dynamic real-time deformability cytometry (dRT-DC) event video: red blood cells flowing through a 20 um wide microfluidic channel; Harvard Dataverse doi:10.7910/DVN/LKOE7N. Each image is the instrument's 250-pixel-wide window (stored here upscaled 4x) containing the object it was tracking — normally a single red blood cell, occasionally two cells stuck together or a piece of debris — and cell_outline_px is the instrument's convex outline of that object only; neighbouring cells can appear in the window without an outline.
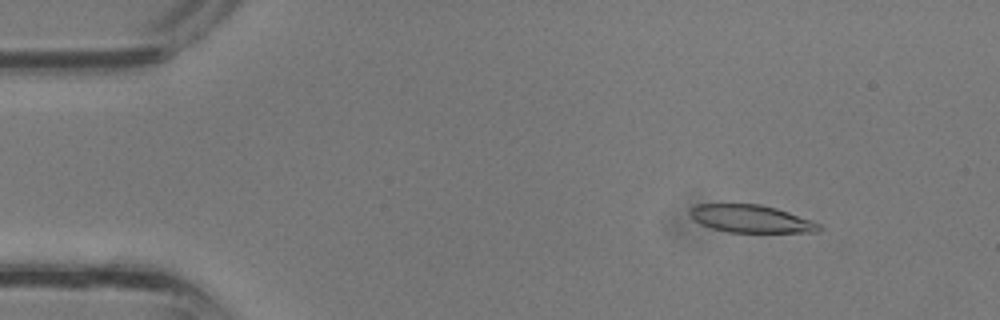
{"species": "common noctule bat (a hibernating species)", "species_latin": "Nyctalus noctula", "temperature_condition": "room temperature", "stored_images_in_passage": 35, "camera_frame_rate_fps": 3000, "um_per_image_px": 0.085, "animal": {"sex": "male", "body_mass_g": 13.3}, "frame": {"image": 1, "passage_image": 5, "time_ms": 1.333, "image_size_px": [1000, 320], "cell_outline_px": [[824, 228], [820, 232], [728, 232], [712, 228], [700, 224], [688, 212], [696, 204], [760, 204], [776, 208], [788, 212], [820, 224]], "centroid_in_image_um": [63.85, 18.6], "position_along_channel_um": 21.1, "area_um2": 20.63}}
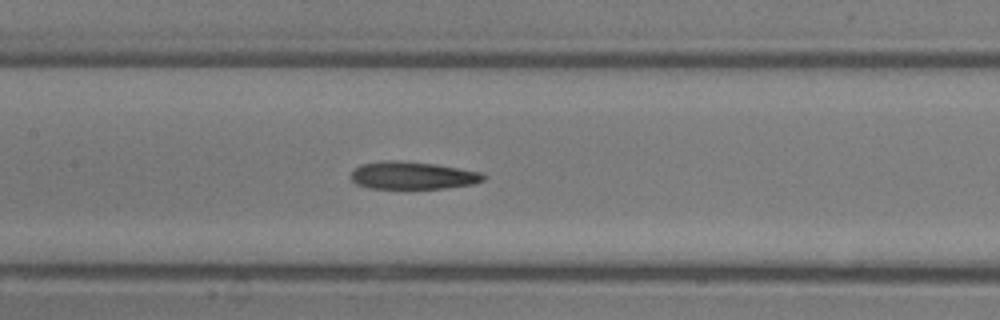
{"frame": {"image": 2, "passage_image": 17, "time_ms": 5.333, "image_size_px": [1000, 320], "cell_outline_px": [[484, 180], [472, 184], [444, 188], [368, 188], [356, 184], [352, 180], [352, 168], [360, 164], [388, 160], [396, 160], [432, 164], [480, 172], [484, 176]], "centroid_in_image_um": [35.0, 14.91], "position_along_channel_um": 172.4, "area_um2": 20.98}}
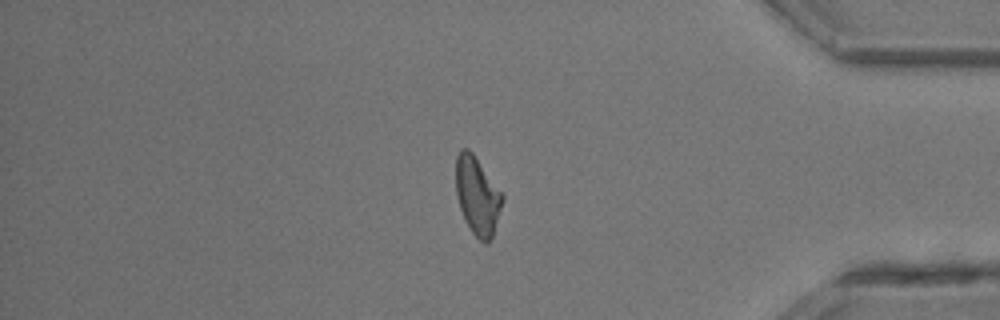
{"frame": {"image": 3, "passage_image": 30, "time_ms": 9.667, "image_size_px": [1000, 320], "cell_outline_px": [[504, 200], [492, 236], [488, 244], [484, 244], [472, 232], [464, 220], [460, 208], [456, 192], [456, 156], [460, 148], [468, 148], [472, 152], [504, 196]], "centroid_in_image_um": [40.57, 16.64], "position_along_channel_um": 394.6, "area_um2": 21.04}}